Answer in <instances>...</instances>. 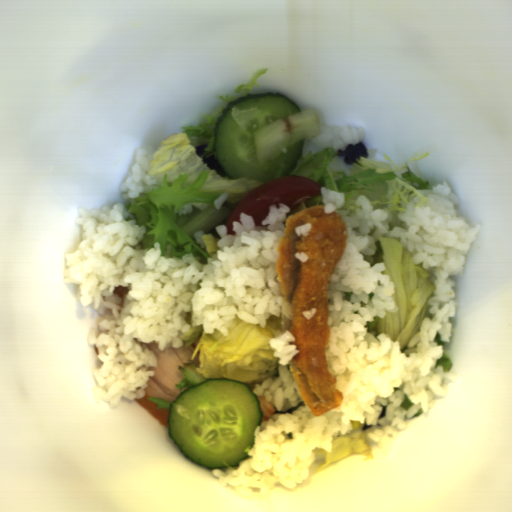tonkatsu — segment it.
I'll list each match as a JSON object with an SVG mask.
<instances>
[{
	"instance_id": "1",
	"label": "tonkatsu",
	"mask_w": 512,
	"mask_h": 512,
	"mask_svg": "<svg viewBox=\"0 0 512 512\" xmlns=\"http://www.w3.org/2000/svg\"><path fill=\"white\" fill-rule=\"evenodd\" d=\"M312 223L308 237L297 236L295 226ZM349 239L348 226L338 212H325V206H310L290 214L279 234L276 275L282 294L290 299L289 332L295 354L289 361L298 394L313 417L342 405L344 394L337 389L338 376L328 369L327 352L331 330L327 287L337 263L344 256ZM295 252H304L310 260L300 263ZM316 308L312 320L302 311Z\"/></svg>"
}]
</instances>
